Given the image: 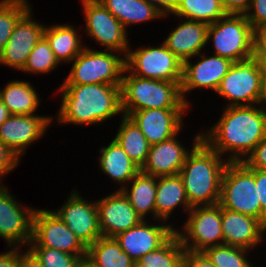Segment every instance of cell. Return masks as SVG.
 Wrapping results in <instances>:
<instances>
[{"mask_svg":"<svg viewBox=\"0 0 266 267\" xmlns=\"http://www.w3.org/2000/svg\"><path fill=\"white\" fill-rule=\"evenodd\" d=\"M183 130L185 129L183 128L177 135L166 141L150 146L147 160L141 168L143 173L156 177L179 174L186 156L201 140V132L197 131V133L192 136L194 137L193 140H191L192 142H188V145L191 143V146L187 147L188 145H185L186 142L181 141V138H179Z\"/></svg>","mask_w":266,"mask_h":267,"instance_id":"obj_20","label":"cell"},{"mask_svg":"<svg viewBox=\"0 0 266 267\" xmlns=\"http://www.w3.org/2000/svg\"><path fill=\"white\" fill-rule=\"evenodd\" d=\"M159 44L148 43L137 49L130 45L125 56L126 69L137 77L181 82L183 63L163 42Z\"/></svg>","mask_w":266,"mask_h":267,"instance_id":"obj_9","label":"cell"},{"mask_svg":"<svg viewBox=\"0 0 266 267\" xmlns=\"http://www.w3.org/2000/svg\"><path fill=\"white\" fill-rule=\"evenodd\" d=\"M157 177L140 171L121 191L143 220H156Z\"/></svg>","mask_w":266,"mask_h":267,"instance_id":"obj_29","label":"cell"},{"mask_svg":"<svg viewBox=\"0 0 266 267\" xmlns=\"http://www.w3.org/2000/svg\"><path fill=\"white\" fill-rule=\"evenodd\" d=\"M183 267H215L203 252H185Z\"/></svg>","mask_w":266,"mask_h":267,"instance_id":"obj_42","label":"cell"},{"mask_svg":"<svg viewBox=\"0 0 266 267\" xmlns=\"http://www.w3.org/2000/svg\"><path fill=\"white\" fill-rule=\"evenodd\" d=\"M39 259L42 267H84L85 262L78 255L49 247H28Z\"/></svg>","mask_w":266,"mask_h":267,"instance_id":"obj_37","label":"cell"},{"mask_svg":"<svg viewBox=\"0 0 266 267\" xmlns=\"http://www.w3.org/2000/svg\"><path fill=\"white\" fill-rule=\"evenodd\" d=\"M133 263L114 237H100L87 248L86 267H132Z\"/></svg>","mask_w":266,"mask_h":267,"instance_id":"obj_30","label":"cell"},{"mask_svg":"<svg viewBox=\"0 0 266 267\" xmlns=\"http://www.w3.org/2000/svg\"><path fill=\"white\" fill-rule=\"evenodd\" d=\"M258 61L263 78H266V56H253Z\"/></svg>","mask_w":266,"mask_h":267,"instance_id":"obj_50","label":"cell"},{"mask_svg":"<svg viewBox=\"0 0 266 267\" xmlns=\"http://www.w3.org/2000/svg\"><path fill=\"white\" fill-rule=\"evenodd\" d=\"M227 163L202 139L192 148L179 172L191 207L219 203L221 178Z\"/></svg>","mask_w":266,"mask_h":267,"instance_id":"obj_3","label":"cell"},{"mask_svg":"<svg viewBox=\"0 0 266 267\" xmlns=\"http://www.w3.org/2000/svg\"><path fill=\"white\" fill-rule=\"evenodd\" d=\"M243 162L249 168L266 170V133Z\"/></svg>","mask_w":266,"mask_h":267,"instance_id":"obj_40","label":"cell"},{"mask_svg":"<svg viewBox=\"0 0 266 267\" xmlns=\"http://www.w3.org/2000/svg\"><path fill=\"white\" fill-rule=\"evenodd\" d=\"M208 45L211 54L232 62L249 60L253 58V28L245 15L227 14L208 25Z\"/></svg>","mask_w":266,"mask_h":267,"instance_id":"obj_6","label":"cell"},{"mask_svg":"<svg viewBox=\"0 0 266 267\" xmlns=\"http://www.w3.org/2000/svg\"><path fill=\"white\" fill-rule=\"evenodd\" d=\"M55 94L61 95L60 106L53 123L57 126L76 125L90 127L107 124L123 115L121 108V85L83 84L60 85ZM58 92V93H57ZM56 120V121H55Z\"/></svg>","mask_w":266,"mask_h":267,"instance_id":"obj_2","label":"cell"},{"mask_svg":"<svg viewBox=\"0 0 266 267\" xmlns=\"http://www.w3.org/2000/svg\"><path fill=\"white\" fill-rule=\"evenodd\" d=\"M11 113L8 108L0 100V126L9 118Z\"/></svg>","mask_w":266,"mask_h":267,"instance_id":"obj_49","label":"cell"},{"mask_svg":"<svg viewBox=\"0 0 266 267\" xmlns=\"http://www.w3.org/2000/svg\"><path fill=\"white\" fill-rule=\"evenodd\" d=\"M175 228L161 220H143L140 224L117 234L114 238L134 262L162 246Z\"/></svg>","mask_w":266,"mask_h":267,"instance_id":"obj_18","label":"cell"},{"mask_svg":"<svg viewBox=\"0 0 266 267\" xmlns=\"http://www.w3.org/2000/svg\"><path fill=\"white\" fill-rule=\"evenodd\" d=\"M96 207L102 237H115L143 221L121 190L96 199Z\"/></svg>","mask_w":266,"mask_h":267,"instance_id":"obj_21","label":"cell"},{"mask_svg":"<svg viewBox=\"0 0 266 267\" xmlns=\"http://www.w3.org/2000/svg\"><path fill=\"white\" fill-rule=\"evenodd\" d=\"M221 208L239 212L261 221V203L258 198L254 169L242 162H228L221 178Z\"/></svg>","mask_w":266,"mask_h":267,"instance_id":"obj_7","label":"cell"},{"mask_svg":"<svg viewBox=\"0 0 266 267\" xmlns=\"http://www.w3.org/2000/svg\"><path fill=\"white\" fill-rule=\"evenodd\" d=\"M50 126H54L51 114H11L0 126V141L21 159L33 143L37 144L46 136Z\"/></svg>","mask_w":266,"mask_h":267,"instance_id":"obj_16","label":"cell"},{"mask_svg":"<svg viewBox=\"0 0 266 267\" xmlns=\"http://www.w3.org/2000/svg\"><path fill=\"white\" fill-rule=\"evenodd\" d=\"M18 267H42V264L28 247H18Z\"/></svg>","mask_w":266,"mask_h":267,"instance_id":"obj_45","label":"cell"},{"mask_svg":"<svg viewBox=\"0 0 266 267\" xmlns=\"http://www.w3.org/2000/svg\"><path fill=\"white\" fill-rule=\"evenodd\" d=\"M106 145L103 144L98 149L100 155L95 160L98 170L100 174L103 173L107 179L113 181V184L116 183L118 187L114 186V190H122L141 171V168L128 157L113 138Z\"/></svg>","mask_w":266,"mask_h":267,"instance_id":"obj_25","label":"cell"},{"mask_svg":"<svg viewBox=\"0 0 266 267\" xmlns=\"http://www.w3.org/2000/svg\"><path fill=\"white\" fill-rule=\"evenodd\" d=\"M156 220H161L171 224L176 229V220H173L178 209L179 214H187L192 208L186 196L184 184L179 174L158 176L155 197ZM177 211L175 212V210ZM174 215V217L172 216Z\"/></svg>","mask_w":266,"mask_h":267,"instance_id":"obj_24","label":"cell"},{"mask_svg":"<svg viewBox=\"0 0 266 267\" xmlns=\"http://www.w3.org/2000/svg\"><path fill=\"white\" fill-rule=\"evenodd\" d=\"M262 79L259 63L254 58L234 62L214 95L217 94L227 102L222 107L255 105L259 99Z\"/></svg>","mask_w":266,"mask_h":267,"instance_id":"obj_11","label":"cell"},{"mask_svg":"<svg viewBox=\"0 0 266 267\" xmlns=\"http://www.w3.org/2000/svg\"><path fill=\"white\" fill-rule=\"evenodd\" d=\"M119 119L121 121L113 139L118 142L128 157L142 168L147 160L150 144L128 116L122 115Z\"/></svg>","mask_w":266,"mask_h":267,"instance_id":"obj_31","label":"cell"},{"mask_svg":"<svg viewBox=\"0 0 266 267\" xmlns=\"http://www.w3.org/2000/svg\"><path fill=\"white\" fill-rule=\"evenodd\" d=\"M149 3L154 4L158 7L164 14L171 13L177 6L178 0H145Z\"/></svg>","mask_w":266,"mask_h":267,"instance_id":"obj_47","label":"cell"},{"mask_svg":"<svg viewBox=\"0 0 266 267\" xmlns=\"http://www.w3.org/2000/svg\"><path fill=\"white\" fill-rule=\"evenodd\" d=\"M185 248L175 232L162 246L138 261L145 267H183Z\"/></svg>","mask_w":266,"mask_h":267,"instance_id":"obj_33","label":"cell"},{"mask_svg":"<svg viewBox=\"0 0 266 267\" xmlns=\"http://www.w3.org/2000/svg\"><path fill=\"white\" fill-rule=\"evenodd\" d=\"M257 105L266 112V78L262 79L261 89Z\"/></svg>","mask_w":266,"mask_h":267,"instance_id":"obj_48","label":"cell"},{"mask_svg":"<svg viewBox=\"0 0 266 267\" xmlns=\"http://www.w3.org/2000/svg\"><path fill=\"white\" fill-rule=\"evenodd\" d=\"M252 252L248 249L226 244L212 246L203 251L215 267H256L258 263H254L252 256L256 258L255 255L257 254L253 255Z\"/></svg>","mask_w":266,"mask_h":267,"instance_id":"obj_34","label":"cell"},{"mask_svg":"<svg viewBox=\"0 0 266 267\" xmlns=\"http://www.w3.org/2000/svg\"><path fill=\"white\" fill-rule=\"evenodd\" d=\"M8 186H0V238L6 247H28L36 210L16 199Z\"/></svg>","mask_w":266,"mask_h":267,"instance_id":"obj_13","label":"cell"},{"mask_svg":"<svg viewBox=\"0 0 266 267\" xmlns=\"http://www.w3.org/2000/svg\"><path fill=\"white\" fill-rule=\"evenodd\" d=\"M162 42L183 63L206 51L208 24L179 18Z\"/></svg>","mask_w":266,"mask_h":267,"instance_id":"obj_23","label":"cell"},{"mask_svg":"<svg viewBox=\"0 0 266 267\" xmlns=\"http://www.w3.org/2000/svg\"><path fill=\"white\" fill-rule=\"evenodd\" d=\"M0 100L13 115L36 114L43 102L37 88L27 79H15L5 83L4 87L0 88Z\"/></svg>","mask_w":266,"mask_h":267,"instance_id":"obj_28","label":"cell"},{"mask_svg":"<svg viewBox=\"0 0 266 267\" xmlns=\"http://www.w3.org/2000/svg\"><path fill=\"white\" fill-rule=\"evenodd\" d=\"M253 56H266V26L253 28Z\"/></svg>","mask_w":266,"mask_h":267,"instance_id":"obj_43","label":"cell"},{"mask_svg":"<svg viewBox=\"0 0 266 267\" xmlns=\"http://www.w3.org/2000/svg\"><path fill=\"white\" fill-rule=\"evenodd\" d=\"M251 0H222L223 9L227 14L245 15Z\"/></svg>","mask_w":266,"mask_h":267,"instance_id":"obj_44","label":"cell"},{"mask_svg":"<svg viewBox=\"0 0 266 267\" xmlns=\"http://www.w3.org/2000/svg\"><path fill=\"white\" fill-rule=\"evenodd\" d=\"M226 15L222 0H178L174 10L165 14L163 19L167 20V18L173 17L175 21L177 17V19L193 20L209 25Z\"/></svg>","mask_w":266,"mask_h":267,"instance_id":"obj_32","label":"cell"},{"mask_svg":"<svg viewBox=\"0 0 266 267\" xmlns=\"http://www.w3.org/2000/svg\"><path fill=\"white\" fill-rule=\"evenodd\" d=\"M192 109H145L127 113L140 129L150 146L177 135L185 126V116ZM189 111V112H188Z\"/></svg>","mask_w":266,"mask_h":267,"instance_id":"obj_19","label":"cell"},{"mask_svg":"<svg viewBox=\"0 0 266 267\" xmlns=\"http://www.w3.org/2000/svg\"><path fill=\"white\" fill-rule=\"evenodd\" d=\"M184 217L175 232L185 250L203 252L206 248L223 244L222 208L219 204L192 207Z\"/></svg>","mask_w":266,"mask_h":267,"instance_id":"obj_8","label":"cell"},{"mask_svg":"<svg viewBox=\"0 0 266 267\" xmlns=\"http://www.w3.org/2000/svg\"><path fill=\"white\" fill-rule=\"evenodd\" d=\"M32 8L34 6L16 23L3 54L0 56V66L20 72L24 68L31 51L43 36L46 24L39 22L33 16L35 14Z\"/></svg>","mask_w":266,"mask_h":267,"instance_id":"obj_17","label":"cell"},{"mask_svg":"<svg viewBox=\"0 0 266 267\" xmlns=\"http://www.w3.org/2000/svg\"><path fill=\"white\" fill-rule=\"evenodd\" d=\"M233 63L230 59L214 54L211 55V52L208 51L201 52L183 62L180 85L184 101L190 107L193 105L188 95L194 90L205 91L208 89V91L215 93Z\"/></svg>","mask_w":266,"mask_h":267,"instance_id":"obj_14","label":"cell"},{"mask_svg":"<svg viewBox=\"0 0 266 267\" xmlns=\"http://www.w3.org/2000/svg\"><path fill=\"white\" fill-rule=\"evenodd\" d=\"M221 109L218 121L201 129V139L228 162H242L266 133V112L257 104Z\"/></svg>","mask_w":266,"mask_h":267,"instance_id":"obj_1","label":"cell"},{"mask_svg":"<svg viewBox=\"0 0 266 267\" xmlns=\"http://www.w3.org/2000/svg\"><path fill=\"white\" fill-rule=\"evenodd\" d=\"M128 30L138 24L164 20V13L145 0H98ZM134 25V26H133Z\"/></svg>","mask_w":266,"mask_h":267,"instance_id":"obj_27","label":"cell"},{"mask_svg":"<svg viewBox=\"0 0 266 267\" xmlns=\"http://www.w3.org/2000/svg\"><path fill=\"white\" fill-rule=\"evenodd\" d=\"M72 23H53L44 28L43 36L47 39L55 58L65 66L71 63L89 43L85 42L84 33L78 25ZM81 32V33H80ZM83 34V35H82Z\"/></svg>","mask_w":266,"mask_h":267,"instance_id":"obj_26","label":"cell"},{"mask_svg":"<svg viewBox=\"0 0 266 267\" xmlns=\"http://www.w3.org/2000/svg\"><path fill=\"white\" fill-rule=\"evenodd\" d=\"M254 178L261 203V222L266 226V170L254 169Z\"/></svg>","mask_w":266,"mask_h":267,"instance_id":"obj_41","label":"cell"},{"mask_svg":"<svg viewBox=\"0 0 266 267\" xmlns=\"http://www.w3.org/2000/svg\"><path fill=\"white\" fill-rule=\"evenodd\" d=\"M66 200L56 210L51 209L88 248L102 237L99 229L96 199L90 200L78 188L70 189Z\"/></svg>","mask_w":266,"mask_h":267,"instance_id":"obj_15","label":"cell"},{"mask_svg":"<svg viewBox=\"0 0 266 267\" xmlns=\"http://www.w3.org/2000/svg\"><path fill=\"white\" fill-rule=\"evenodd\" d=\"M21 162L22 159L0 141V186H7L6 182L4 184L5 178L16 170Z\"/></svg>","mask_w":266,"mask_h":267,"instance_id":"obj_38","label":"cell"},{"mask_svg":"<svg viewBox=\"0 0 266 267\" xmlns=\"http://www.w3.org/2000/svg\"><path fill=\"white\" fill-rule=\"evenodd\" d=\"M132 267H145V266H143L141 263H139V262H134L133 263V265H132Z\"/></svg>","mask_w":266,"mask_h":267,"instance_id":"obj_51","label":"cell"},{"mask_svg":"<svg viewBox=\"0 0 266 267\" xmlns=\"http://www.w3.org/2000/svg\"><path fill=\"white\" fill-rule=\"evenodd\" d=\"M245 17L252 28L266 26V0H251Z\"/></svg>","mask_w":266,"mask_h":267,"instance_id":"obj_39","label":"cell"},{"mask_svg":"<svg viewBox=\"0 0 266 267\" xmlns=\"http://www.w3.org/2000/svg\"><path fill=\"white\" fill-rule=\"evenodd\" d=\"M69 65L72 66L61 85H121L126 68L124 54L88 45Z\"/></svg>","mask_w":266,"mask_h":267,"instance_id":"obj_5","label":"cell"},{"mask_svg":"<svg viewBox=\"0 0 266 267\" xmlns=\"http://www.w3.org/2000/svg\"><path fill=\"white\" fill-rule=\"evenodd\" d=\"M181 82L137 77L126 68L121 81L123 115L145 109H190L181 93Z\"/></svg>","mask_w":266,"mask_h":267,"instance_id":"obj_4","label":"cell"},{"mask_svg":"<svg viewBox=\"0 0 266 267\" xmlns=\"http://www.w3.org/2000/svg\"><path fill=\"white\" fill-rule=\"evenodd\" d=\"M86 38L94 41L98 48L114 50L127 55L131 45L128 30L98 0H80Z\"/></svg>","mask_w":266,"mask_h":267,"instance_id":"obj_10","label":"cell"},{"mask_svg":"<svg viewBox=\"0 0 266 267\" xmlns=\"http://www.w3.org/2000/svg\"><path fill=\"white\" fill-rule=\"evenodd\" d=\"M0 267H18V247H7L0 252Z\"/></svg>","mask_w":266,"mask_h":267,"instance_id":"obj_46","label":"cell"},{"mask_svg":"<svg viewBox=\"0 0 266 267\" xmlns=\"http://www.w3.org/2000/svg\"><path fill=\"white\" fill-rule=\"evenodd\" d=\"M223 244L255 253L266 241V226L257 218L222 208Z\"/></svg>","mask_w":266,"mask_h":267,"instance_id":"obj_22","label":"cell"},{"mask_svg":"<svg viewBox=\"0 0 266 267\" xmlns=\"http://www.w3.org/2000/svg\"><path fill=\"white\" fill-rule=\"evenodd\" d=\"M61 64L55 58L47 39L42 36L28 56L24 68L20 71L25 75H47L53 73Z\"/></svg>","mask_w":266,"mask_h":267,"instance_id":"obj_35","label":"cell"},{"mask_svg":"<svg viewBox=\"0 0 266 267\" xmlns=\"http://www.w3.org/2000/svg\"><path fill=\"white\" fill-rule=\"evenodd\" d=\"M28 247H49L78 255L84 262L87 247L51 210L37 207L33 216L32 240Z\"/></svg>","mask_w":266,"mask_h":267,"instance_id":"obj_12","label":"cell"},{"mask_svg":"<svg viewBox=\"0 0 266 267\" xmlns=\"http://www.w3.org/2000/svg\"><path fill=\"white\" fill-rule=\"evenodd\" d=\"M31 7L29 0H0V56L16 23Z\"/></svg>","mask_w":266,"mask_h":267,"instance_id":"obj_36","label":"cell"}]
</instances>
